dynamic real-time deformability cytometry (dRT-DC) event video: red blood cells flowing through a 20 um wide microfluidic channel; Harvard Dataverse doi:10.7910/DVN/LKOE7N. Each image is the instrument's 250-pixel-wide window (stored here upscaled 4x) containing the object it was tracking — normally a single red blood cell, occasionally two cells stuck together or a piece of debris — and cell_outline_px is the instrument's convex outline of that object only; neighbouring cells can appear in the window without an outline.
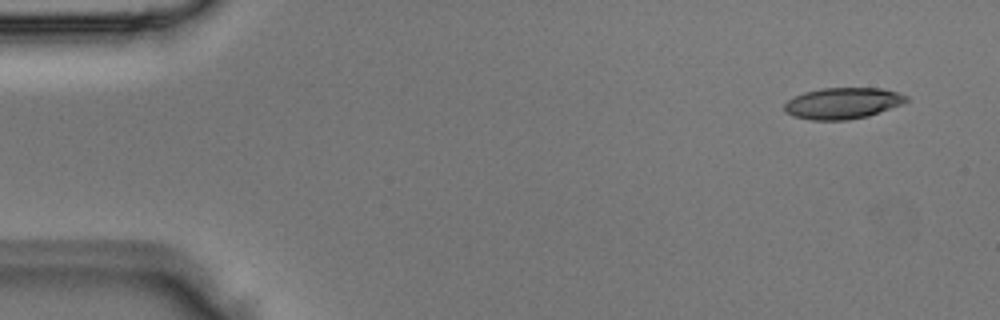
{"species": "Egyptian fruit bat (a non-hibernating species)", "species_latin": "Rousettus aegyptiacus", "temperature_condition": "room temperature", "stored_images_in_passage": 4, "segment_of_instrument_passage": [1, 2], "camera_frame_rate_fps": 3000, "um_per_image_px": 0.085, "animal": {"sex": "male"}, "frame": {"image": 1, "passage_image": 1, "time_ms": 0.0, "image_size_px": [1000, 320], "cell_outline_px": [[908, 100], [900, 104], [868, 116], [848, 120], [812, 120], [792, 116], [784, 112], [784, 104], [788, 100], [804, 92], [820, 88], [880, 88], [896, 92], [908, 96]], "centroid_in_image_um": [71.58, 8.78], "position_along_channel_um": 13.4, "area_um2": 22.08}}
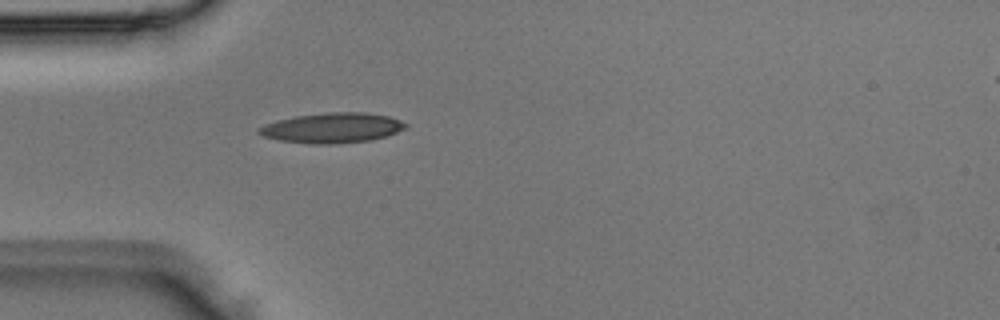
{"frame": {"image": 2, "passage_image": 3, "time_ms": 0.667, "image_size_px": [1000, 320], "cell_outline_px": [[408, 124], [404, 128], [396, 132], [372, 140], [332, 144], [312, 144], [280, 140], [264, 136], [256, 132], [256, 128], [264, 124], [276, 120], [296, 116], [328, 112], [364, 112], [388, 116], [400, 120]], "centroid_in_image_um": [28.2, 10.86], "position_along_channel_um": 56.8, "area_um2": 25.66}}